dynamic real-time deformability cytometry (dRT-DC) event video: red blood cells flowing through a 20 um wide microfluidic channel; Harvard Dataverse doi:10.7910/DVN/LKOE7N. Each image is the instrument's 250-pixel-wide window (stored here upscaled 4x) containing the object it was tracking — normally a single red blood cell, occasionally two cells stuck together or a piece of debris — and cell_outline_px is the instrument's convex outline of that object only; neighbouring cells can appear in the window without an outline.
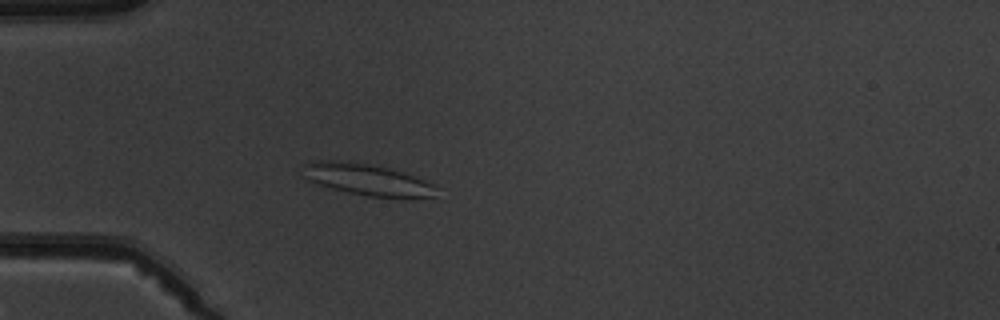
{"species": "common noctule bat (a hibernating species)", "species_latin": "Nyctalus noctula", "temperature_condition": "warm", "stored_images_in_passage": 4, "camera_frame_rate_fps": 3000, "um_per_image_px": 0.085, "animal": {"sex": "male", "body_mass_g": 19.5, "forearm_length_mm": 54.6}, "frame": {"image": 1, "passage_image": 4, "time_ms": 3.333, "image_size_px": [1000, 320], "cell_outline_px": [[436, 196], [368, 196], [348, 192], [332, 188], [308, 180], [304, 176], [304, 164], [312, 160], [332, 160], [368, 164], [388, 168], [436, 184]], "centroid_in_image_um": [31.15, 15.24], "position_along_channel_um": 53.8, "area_um2": 23.7}}